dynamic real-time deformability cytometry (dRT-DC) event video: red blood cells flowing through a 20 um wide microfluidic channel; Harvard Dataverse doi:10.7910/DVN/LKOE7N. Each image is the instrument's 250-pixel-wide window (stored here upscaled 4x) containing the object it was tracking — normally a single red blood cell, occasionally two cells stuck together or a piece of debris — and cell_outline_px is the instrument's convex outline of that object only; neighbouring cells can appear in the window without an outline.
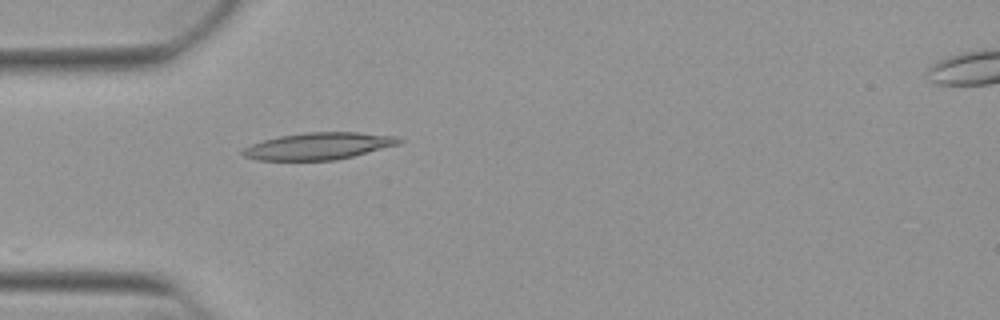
{"species": "Egyptian fruit bat (a non-hibernating species)", "species_latin": "Rousettus aegyptiacus", "temperature_condition": "warm", "stored_images_in_passage": 32, "camera_frame_rate_fps": 3000, "um_per_image_px": 0.085, "animal": {"sex": "female"}, "frame": {"image": 1, "passage_image": 1, "time_ms": 0.0, "image_size_px": [1000, 320], "cell_outline_px": [[404, 140], [400, 144], [336, 160], [256, 160], [244, 156], [240, 152], [244, 148], [252, 144], [264, 140], [280, 136], [304, 132], [356, 132], [396, 136]], "centroid_in_image_um": [27.08, 12.41], "position_along_channel_um": 57.9, "area_um2": 24.45}}
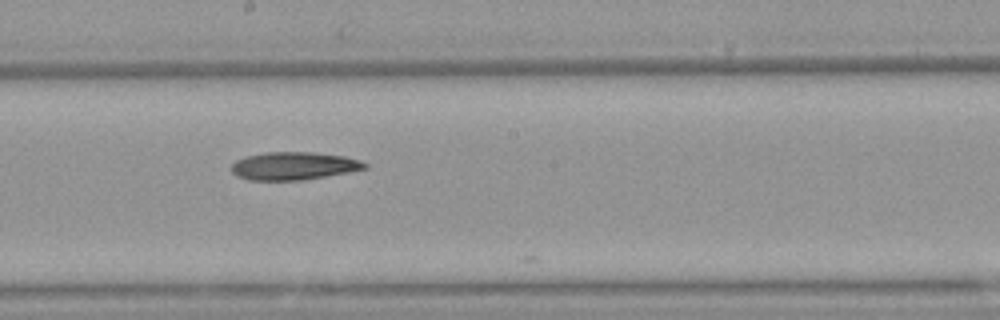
{"frame": {"image": 2, "passage_image": 14, "time_ms": 4.333, "image_size_px": [1000, 320], "cell_outline_px": [[368, 168], [348, 172], [304, 180], [248, 180], [236, 176], [232, 172], [232, 164], [236, 160], [248, 156], [264, 152], [312, 152], [344, 156], [360, 160], [368, 164]], "centroid_in_image_um": [24.97, 14.1], "position_along_channel_um": 223.2, "area_um2": 21.68}}
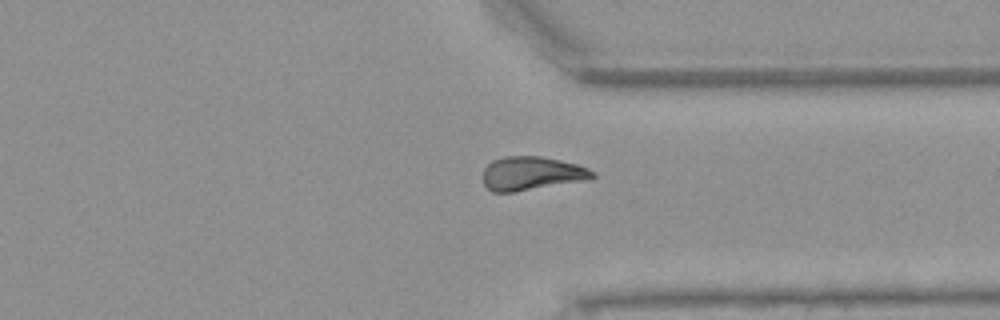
{"frame": {"image": 3, "passage_image": 25, "time_ms": 8.0, "image_size_px": [1000, 320], "cell_outline_px": [[596, 176], [588, 180], [516, 192], [492, 192], [484, 184], [484, 168], [492, 160], [504, 156], [540, 156], [560, 160], [576, 164], [588, 168], [596, 172]], "centroid_in_image_um": [45.21, 14.74], "position_along_channel_um": 366.2, "area_um2": 21.68}}